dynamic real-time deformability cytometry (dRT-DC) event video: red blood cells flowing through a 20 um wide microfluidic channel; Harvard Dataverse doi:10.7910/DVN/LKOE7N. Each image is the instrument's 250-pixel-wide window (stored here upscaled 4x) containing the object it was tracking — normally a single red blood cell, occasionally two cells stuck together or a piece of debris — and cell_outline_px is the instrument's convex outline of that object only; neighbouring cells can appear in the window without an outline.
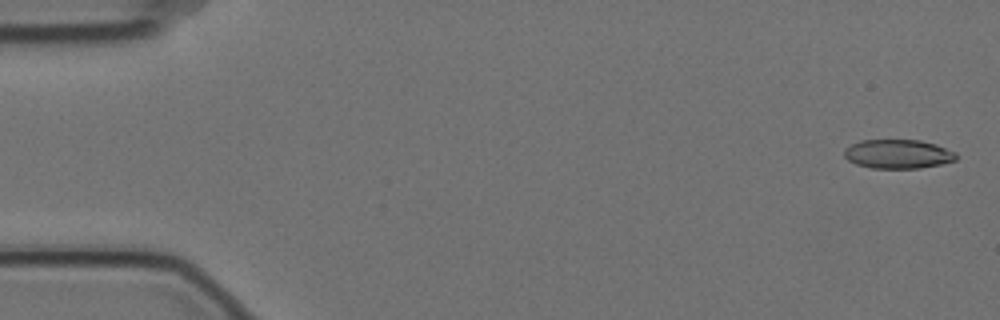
{"species": "Egyptian fruit bat (a non-hibernating species)", "species_latin": "Rousettus aegyptiacus", "temperature_condition": "cold", "stored_images_in_passage": 14, "camera_frame_rate_fps": 3000, "um_per_image_px": 0.085, "animal": {"sex": "female"}, "frame": {"image": 1, "passage_image": 2, "time_ms": 0.333, "image_size_px": [1000, 320], "cell_outline_px": [[956, 160], [940, 164], [920, 168], [872, 168], [856, 164], [848, 160], [844, 156], [844, 148], [860, 140], [920, 140], [936, 144], [956, 152]], "centroid_in_image_um": [76.32, 13.08], "position_along_channel_um": 8.7, "area_um2": 18.96}}